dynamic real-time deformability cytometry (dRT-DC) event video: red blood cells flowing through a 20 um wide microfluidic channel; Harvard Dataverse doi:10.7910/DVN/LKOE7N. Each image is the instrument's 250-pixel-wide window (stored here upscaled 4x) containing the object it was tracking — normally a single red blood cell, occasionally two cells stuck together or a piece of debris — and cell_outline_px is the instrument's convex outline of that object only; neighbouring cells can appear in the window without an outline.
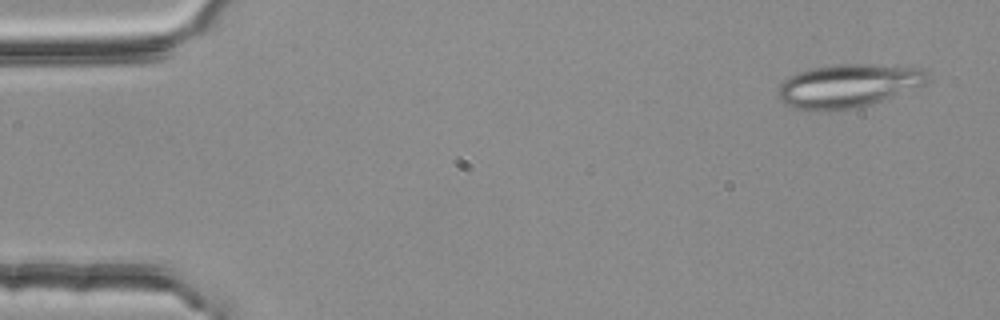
{"species": "common noctule bat (a hibernating species)", "species_latin": "Nyctalus noctula", "temperature_condition": "room temperature", "stored_images_in_passage": 54, "camera_frame_rate_fps": 3000, "um_per_image_px": 0.085, "animal": {"sex": "female", "body_mass_g": 25.1}, "frame": {"image": 1, "passage_image": 3, "time_ms": 0.667, "image_size_px": [1000, 320], "cell_outline_px": [[928, 80], [924, 84], [872, 104], [852, 108], [792, 108], [784, 104], [780, 100], [776, 92], [780, 84], [788, 76], [796, 72], [812, 68], [836, 64], [868, 64], [920, 68], [924, 72]], "centroid_in_image_um": [72.03, 7.26], "position_along_channel_um": 13.0, "area_um2": 36.88}}
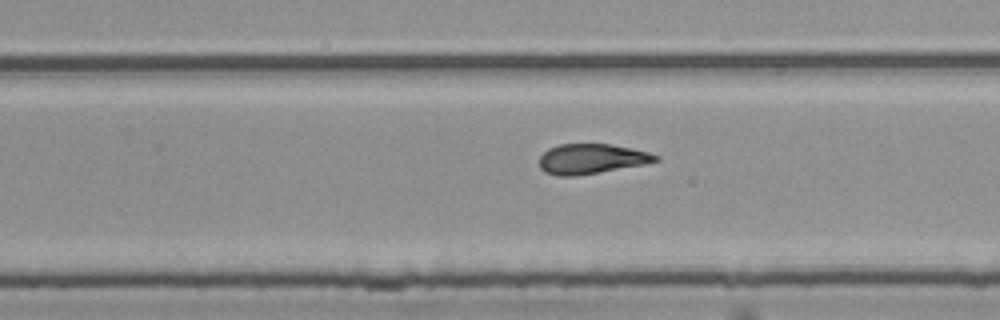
{"frame": {"image": 2, "passage_image": 34, "time_ms": 11.0, "image_size_px": [1000, 320], "cell_outline_px": [[660, 160], [644, 164], [572, 176], [556, 176], [544, 172], [540, 168], [540, 156], [548, 148], [560, 144], [608, 144], [632, 148], [648, 152], [660, 156]], "centroid_in_image_um": [50.25, 13.49], "position_along_channel_um": 279.5, "area_um2": 20.11}}
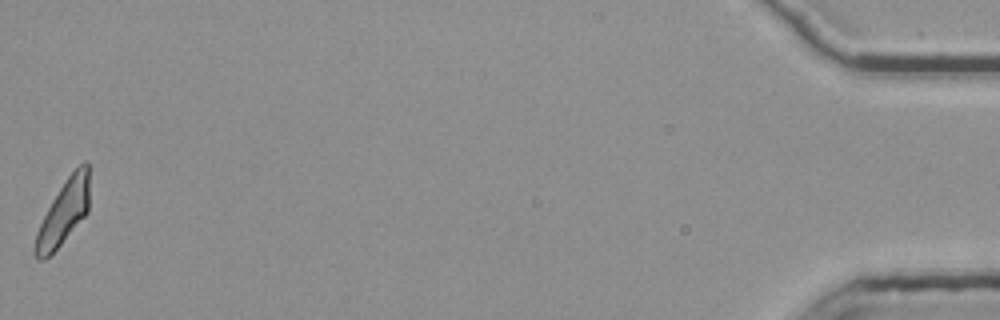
{"frame": {"image": 3, "passage_image": 54, "time_ms": 17.667, "image_size_px": [1000, 320], "cell_outline_px": [[88, 212], [60, 244], [44, 260], [36, 260], [32, 252], [32, 248], [36, 232], [52, 200], [68, 176], [84, 160], [88, 164]], "centroid_in_image_um": [5.36, 18.11], "position_along_channel_um": 429.8, "area_um2": 19.94}, "authors_computed_cell_mechanics": {"area_um2": 21.2126, "velocity_mm_per_s": 3.762, "shape_relaxation_time_tau1_ms": null, "shape_relaxation_time_tau2_ms": 2.8678, "deformation_change_tau1": null, "deformation_change_tau2": 0.1194}}